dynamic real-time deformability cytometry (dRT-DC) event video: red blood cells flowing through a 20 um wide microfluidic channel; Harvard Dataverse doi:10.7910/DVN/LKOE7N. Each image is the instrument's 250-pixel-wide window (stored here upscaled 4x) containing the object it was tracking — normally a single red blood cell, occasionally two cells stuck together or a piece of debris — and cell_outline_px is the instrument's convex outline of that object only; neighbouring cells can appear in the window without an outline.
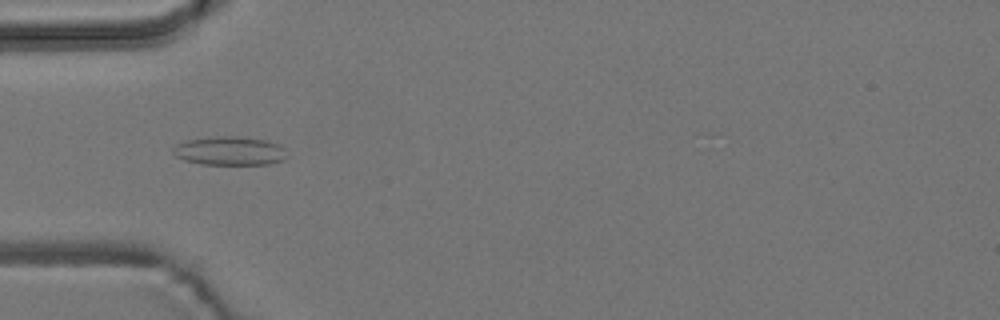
{"species": "common noctule bat (a hibernating species)", "species_latin": "Nyctalus noctula", "temperature_condition": "room temperature", "stored_images_in_passage": 3, "camera_frame_rate_fps": 3000, "um_per_image_px": 0.085, "animal": {"sex": "male", "body_mass_g": 19.2, "forearm_length_mm": 51.8}, "frame": {"image": 1, "passage_image": 1, "time_ms": 0.0, "image_size_px": [1000, 320], "cell_outline_px": [[288, 156], [284, 160], [268, 164], [200, 164], [184, 160], [176, 156], [172, 152], [172, 148], [176, 144], [188, 140], [208, 136], [236, 136], [268, 140], [280, 144], [284, 148]], "centroid_in_image_um": [19.54, 12.81], "position_along_channel_um": 65.5, "area_um2": 19.36}}
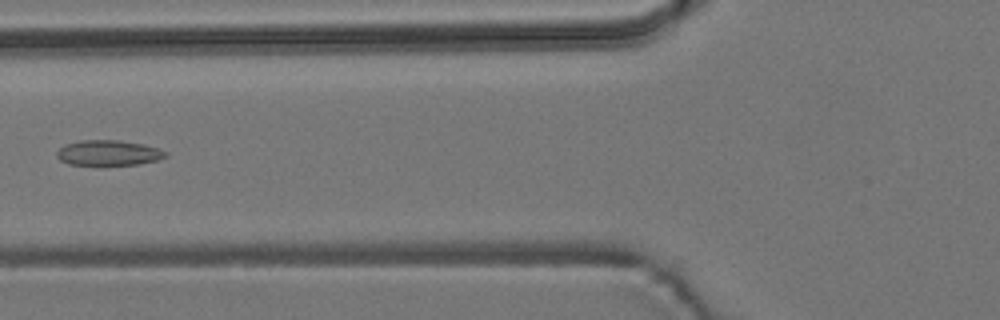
{"frame": {"image": 2, "passage_image": 2, "time_ms": 1.333, "image_size_px": [1000, 320], "cell_outline_px": [[168, 156], [156, 160], [136, 164], [68, 164], [60, 160], [56, 156], [56, 152], [64, 144], [80, 140], [120, 140], [144, 144], [168, 152]], "centroid_in_image_um": [9.2, 12.97], "position_along_channel_um": 116.6, "area_um2": 15.9}}
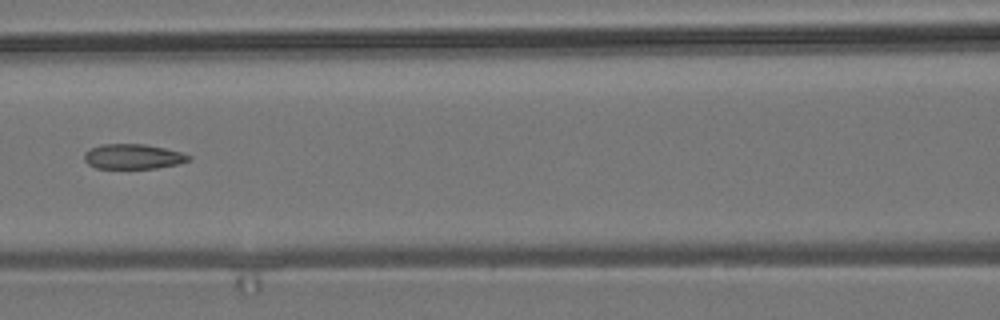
{"frame": {"image": 3, "passage_image": 3, "time_ms": 2.333, "image_size_px": [1000, 320], "cell_outline_px": [[192, 160], [180, 164], [156, 168], [96, 168], [88, 164], [84, 160], [84, 152], [100, 144], [144, 144], [164, 148], [180, 152], [192, 156]], "centroid_in_image_um": [11.33, 13.31], "position_along_channel_um": 155.3, "area_um2": 15.26}}